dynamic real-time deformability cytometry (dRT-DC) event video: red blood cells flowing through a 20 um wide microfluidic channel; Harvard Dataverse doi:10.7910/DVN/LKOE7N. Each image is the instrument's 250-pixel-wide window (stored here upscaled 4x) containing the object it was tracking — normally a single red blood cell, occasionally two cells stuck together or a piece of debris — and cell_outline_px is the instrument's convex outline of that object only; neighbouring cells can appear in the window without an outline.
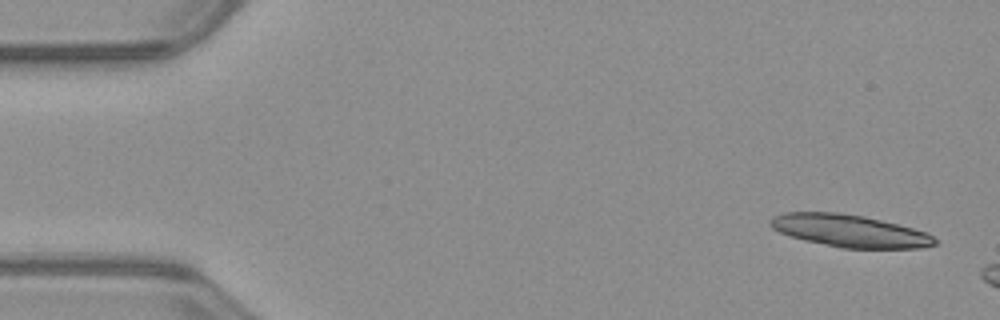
{"species": "common noctule bat (a hibernating species)", "species_latin": "Nyctalus noctula", "temperature_condition": "warm", "stored_images_in_passage": 6, "camera_frame_rate_fps": 3000, "um_per_image_px": 0.085, "animal": {"sex": "male", "body_mass_g": 23.1, "forearm_length_mm": 52.7}, "frame": {"image": 1, "passage_image": 1, "time_ms": 0.0, "image_size_px": [1000, 320], "cell_outline_px": [[936, 244], [920, 248], [840, 248], [804, 240], [780, 232], [772, 228], [768, 224], [768, 220], [772, 216], [784, 212], [836, 212], [864, 216], [912, 228], [924, 232], [932, 236], [936, 240]], "centroid_in_image_um": [72.15, 19.62], "position_along_channel_um": 12.9, "area_um2": 30.87}}